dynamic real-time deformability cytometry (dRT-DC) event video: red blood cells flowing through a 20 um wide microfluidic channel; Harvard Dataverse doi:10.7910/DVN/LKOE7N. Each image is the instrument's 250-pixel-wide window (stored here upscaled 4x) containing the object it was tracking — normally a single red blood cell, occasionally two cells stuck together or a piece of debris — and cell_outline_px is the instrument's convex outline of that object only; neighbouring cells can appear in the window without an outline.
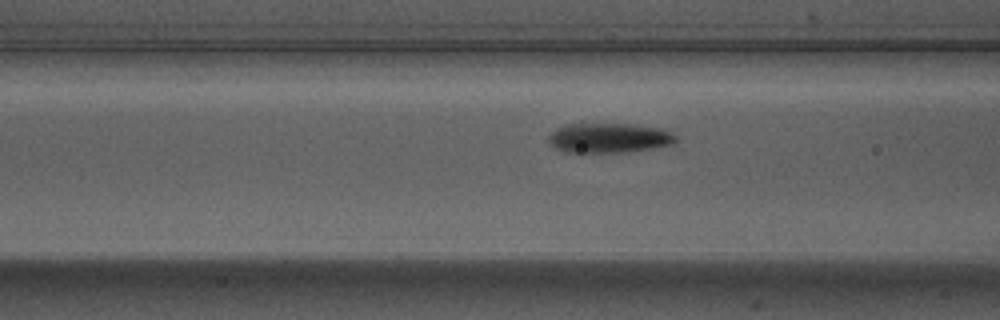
{"species": "Egyptian fruit bat (a non-hibernating species)", "species_latin": "Rousettus aegyptiacus", "temperature_condition": "warm", "stored_images_in_passage": 14, "camera_frame_rate_fps": 3000, "um_per_image_px": 0.085, "animal": {"sex": "male"}, "frame": {"image": 1, "passage_image": 12, "time_ms": 3.667, "image_size_px": [1000, 320], "cell_outline_px": [[676, 140], [672, 144], [624, 152], [564, 152], [556, 148], [548, 140], [548, 136], [556, 128], [564, 124], [628, 124], [664, 128], [672, 132], [676, 136]], "centroid_in_image_um": [51.75, 11.71], "position_along_channel_um": 114.8, "area_um2": 21.91}}